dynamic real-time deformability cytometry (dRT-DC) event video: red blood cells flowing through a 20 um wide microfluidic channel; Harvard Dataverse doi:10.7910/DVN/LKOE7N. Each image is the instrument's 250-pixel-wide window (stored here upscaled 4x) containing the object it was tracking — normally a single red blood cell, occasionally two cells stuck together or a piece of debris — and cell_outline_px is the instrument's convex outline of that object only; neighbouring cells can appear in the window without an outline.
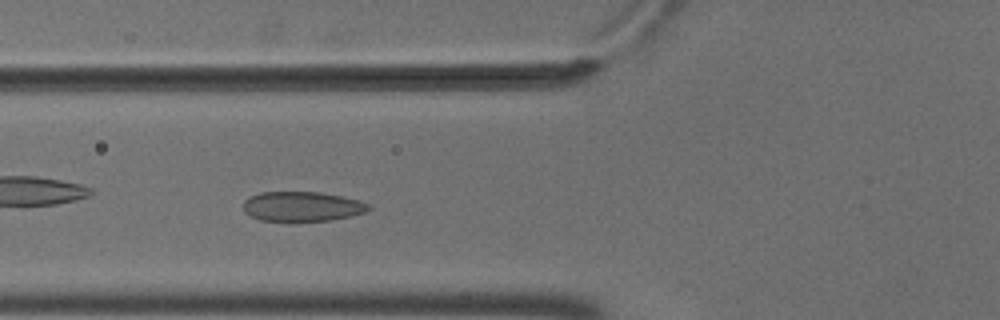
{"species": "common noctule bat (a hibernating species)", "species_latin": "Nyctalus noctula", "temperature_condition": "cold", "stored_images_in_passage": 6, "camera_frame_rate_fps": 3000, "um_per_image_px": 0.085, "animal": {"sex": "male", "body_mass_g": 18.8}, "frame": {"image": 1, "passage_image": 6, "time_ms": 1.667, "image_size_px": [1000, 320], "cell_outline_px": [[372, 208], [364, 212], [352, 216], [328, 220], [260, 220], [244, 212], [244, 200], [248, 196], [260, 192], [320, 192], [360, 200], [372, 204]], "centroid_in_image_um": [25.7, 17.53], "position_along_channel_um": 100.1, "area_um2": 21.62}}